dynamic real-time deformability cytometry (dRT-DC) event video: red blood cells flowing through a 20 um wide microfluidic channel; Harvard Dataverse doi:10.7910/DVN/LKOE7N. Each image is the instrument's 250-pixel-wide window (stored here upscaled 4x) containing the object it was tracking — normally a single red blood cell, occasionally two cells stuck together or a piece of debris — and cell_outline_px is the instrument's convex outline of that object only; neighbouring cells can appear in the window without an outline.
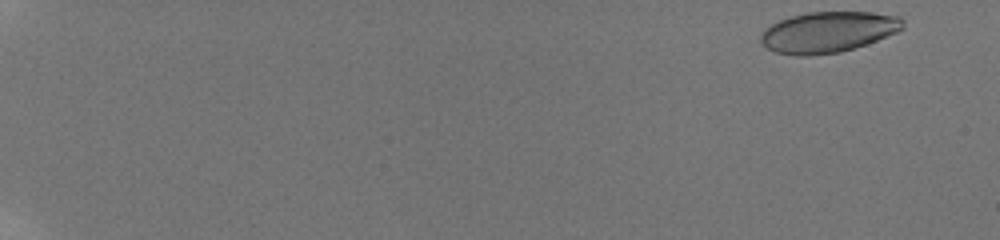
{"species": "human", "species_latin": "Homo sapiens", "temperature_condition": "room temperature", "stored_images_in_passage": 22, "camera_frame_rate_fps": 3000, "um_per_image_px": 0.085, "donor": {"sex": "male"}, "frame": {"image": 1, "passage_image": 1, "time_ms": 0.0, "image_size_px": [1000, 240], "cell_outline_px": [[904, 28], [896, 32], [876, 40], [840, 52], [808, 56], [796, 56], [776, 52], [760, 44], [760, 36], [764, 28], [780, 20], [792, 16], [808, 12], [872, 12], [900, 16], [904, 20]], "centroid_in_image_um": [70.37, 2.72], "position_along_channel_um": 14.6, "area_um2": 33.81}}
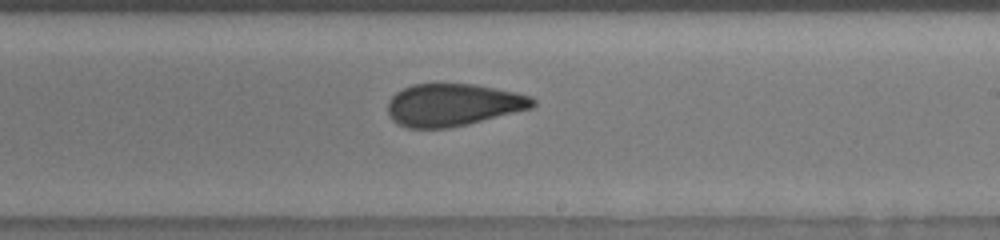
{"frame": {"image": 2, "passage_image": 19, "time_ms": 11.667, "image_size_px": [1000, 240], "cell_outline_px": [[536, 104], [532, 108], [468, 124], [448, 128], [408, 128], [392, 120], [388, 112], [388, 100], [396, 92], [412, 84], [476, 84], [516, 92], [532, 96], [536, 100]], "centroid_in_image_um": [38.53, 8.91], "position_along_channel_um": 250.5, "area_um2": 35.89}}
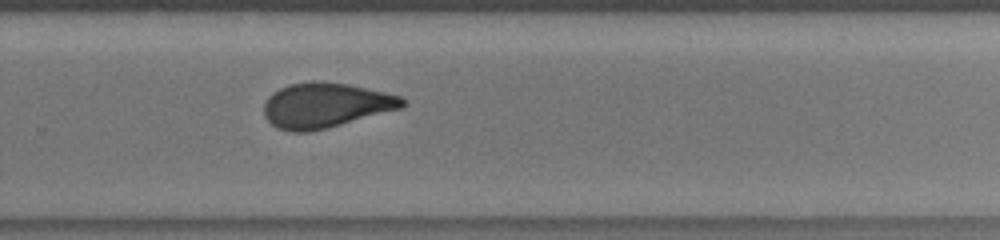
{"frame": {"image": 3, "passage_image": 22, "time_ms": 13.0, "image_size_px": [1000, 240], "cell_outline_px": [[408, 104], [400, 108], [340, 124], [308, 132], [292, 132], [276, 128], [264, 116], [264, 104], [268, 96], [272, 92], [288, 84], [312, 80], [316, 80], [348, 84], [384, 92], [400, 96], [408, 100]], "centroid_in_image_um": [27.64, 8.93], "position_along_channel_um": 302.2, "area_um2": 36.18}}